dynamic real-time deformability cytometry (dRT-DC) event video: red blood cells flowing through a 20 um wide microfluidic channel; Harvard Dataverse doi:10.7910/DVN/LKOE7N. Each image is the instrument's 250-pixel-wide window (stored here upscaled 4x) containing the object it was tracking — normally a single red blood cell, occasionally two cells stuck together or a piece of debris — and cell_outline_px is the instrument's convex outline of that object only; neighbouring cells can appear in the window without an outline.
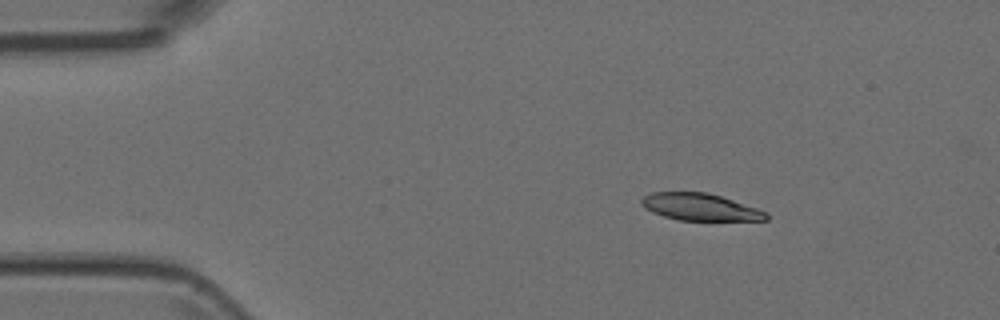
{"species": "Egyptian fruit bat (a non-hibernating species)", "species_latin": "Rousettus aegyptiacus", "temperature_condition": "room temperature", "stored_images_in_passage": 2, "camera_frame_rate_fps": 3000, "um_per_image_px": 0.085, "animal": {"sex": "female"}, "frame": {"image": 1, "passage_image": 1, "time_ms": 0.0, "image_size_px": [1000, 320], "cell_outline_px": [[768, 220], [680, 220], [664, 216], [652, 212], [644, 208], [640, 204], [640, 200], [644, 196], [652, 192], [708, 192], [768, 212]], "centroid_in_image_um": [59.48, 17.59], "position_along_channel_um": 25.5, "area_um2": 19.54}}